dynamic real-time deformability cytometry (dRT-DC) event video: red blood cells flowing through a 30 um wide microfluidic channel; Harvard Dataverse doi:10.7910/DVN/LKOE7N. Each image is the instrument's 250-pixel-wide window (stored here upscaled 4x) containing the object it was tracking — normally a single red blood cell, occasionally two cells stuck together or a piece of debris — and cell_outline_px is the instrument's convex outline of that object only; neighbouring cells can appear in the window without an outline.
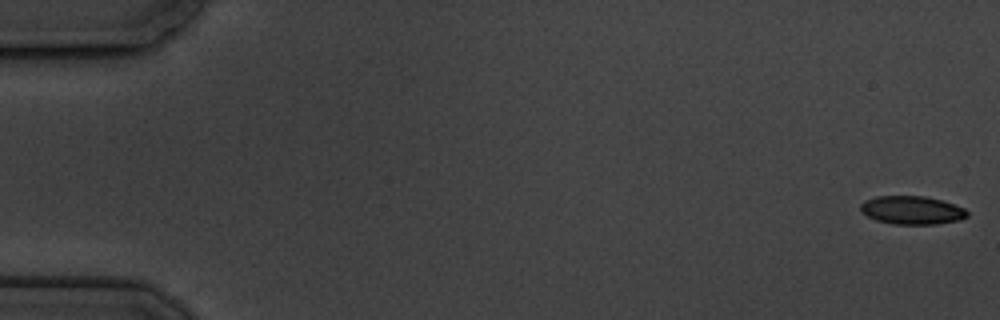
{"species": "common noctule bat (a hibernating species)", "species_latin": "Nyctalus noctula", "temperature_condition": "cold", "stored_images_in_passage": 7, "camera_frame_rate_fps": 3000, "um_per_image_px": 0.085, "animal": {"sex": "male", "body_mass_g": 19.5, "forearm_length_mm": 54.6}, "frame": {"image": 1, "passage_image": 1, "time_ms": 0.0, "image_size_px": [1000, 320], "cell_outline_px": [[968, 216], [960, 220], [936, 224], [892, 224], [876, 220], [860, 212], [860, 204], [864, 200], [876, 196], [924, 196], [940, 200], [964, 208], [968, 212]], "centroid_in_image_um": [77.48, 17.87], "position_along_channel_um": 7.5, "area_um2": 17.63}}